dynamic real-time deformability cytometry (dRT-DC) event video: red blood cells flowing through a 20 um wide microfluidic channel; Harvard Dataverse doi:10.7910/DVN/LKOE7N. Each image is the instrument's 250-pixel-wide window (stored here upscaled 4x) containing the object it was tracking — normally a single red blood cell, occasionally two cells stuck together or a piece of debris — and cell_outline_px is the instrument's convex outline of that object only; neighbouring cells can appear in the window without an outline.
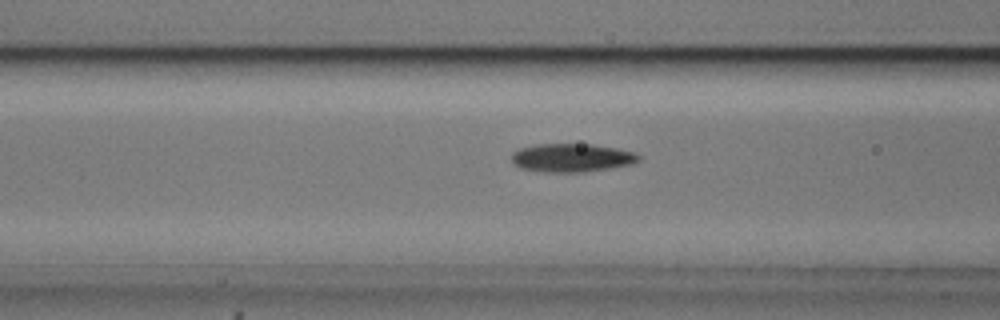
{"species": "common noctule bat (a hibernating species)", "species_latin": "Nyctalus noctula", "temperature_condition": "cold", "stored_images_in_passage": 41, "camera_frame_rate_fps": 3000, "um_per_image_px": 0.085, "animal": {"sex": "male", "body_mass_g": 20.5, "forearm_length_mm": 52.5}, "frame": {"image": 1, "passage_image": 18, "time_ms": 5.667, "image_size_px": [1000, 320], "cell_outline_px": [[640, 160], [632, 164], [584, 172], [544, 172], [520, 168], [512, 164], [512, 152], [520, 148], [536, 144], [592, 144], [616, 148], [632, 152], [640, 156]], "centroid_in_image_um": [48.56, 13.41], "position_along_channel_um": 118.0, "area_um2": 21.04}}
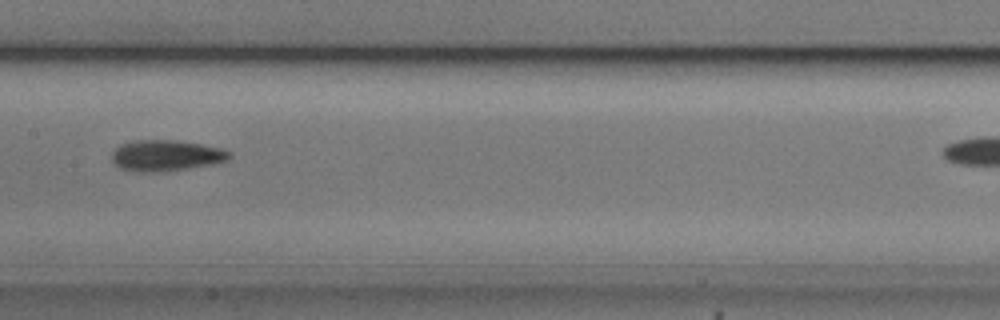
{"frame": {"image": 2, "passage_image": 24, "time_ms": 7.667, "image_size_px": [1000, 320], "cell_outline_px": [[232, 156], [228, 160], [212, 164], [168, 172], [136, 172], [120, 168], [112, 160], [112, 152], [120, 144], [132, 140], [176, 140], [224, 148], [232, 152]], "centroid_in_image_um": [14.14, 13.22], "position_along_channel_um": 193.3, "area_um2": 21.62}}